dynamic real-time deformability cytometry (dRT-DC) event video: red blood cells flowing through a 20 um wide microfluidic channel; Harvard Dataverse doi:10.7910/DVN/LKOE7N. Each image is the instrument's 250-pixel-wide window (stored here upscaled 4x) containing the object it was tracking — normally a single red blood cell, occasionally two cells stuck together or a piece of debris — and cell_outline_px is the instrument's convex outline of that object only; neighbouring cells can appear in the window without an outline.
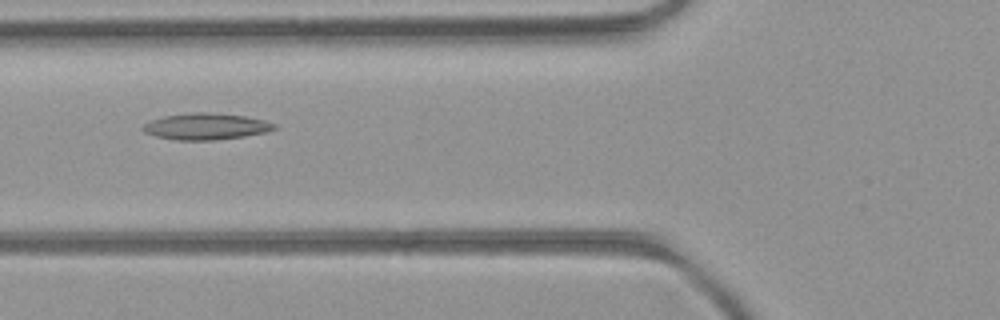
{"species": "common noctule bat (a hibernating species)", "species_latin": "Nyctalus noctula", "temperature_condition": "room temperature", "stored_images_in_passage": 46, "camera_frame_rate_fps": 3000, "um_per_image_px": 0.085, "animal": {"sex": "female", "body_mass_g": 21.9}, "frame": {"image": 1, "passage_image": 19, "time_ms": 6.0, "image_size_px": [1000, 320], "cell_outline_px": [[276, 128], [268, 132], [244, 136], [216, 140], [176, 140], [156, 136], [144, 132], [140, 128], [144, 124], [152, 120], [164, 116], [196, 112], [208, 112], [244, 116], [264, 120], [276, 124]], "centroid_in_image_um": [17.51, 10.75], "position_along_channel_um": 108.3, "area_um2": 20.17}}
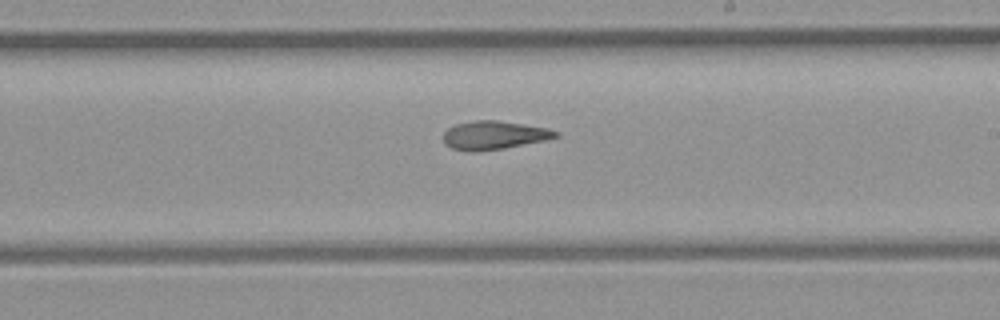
{"frame": {"image": 2, "passage_image": 29, "time_ms": 9.333, "image_size_px": [1000, 320], "cell_outline_px": [[560, 136], [544, 140], [504, 148], [476, 152], [468, 152], [452, 148], [444, 144], [444, 132], [448, 128], [456, 124], [476, 120], [496, 120], [544, 128], [560, 132]], "centroid_in_image_um": [41.94, 11.5], "position_along_channel_um": 247.1, "area_um2": 18.44}}
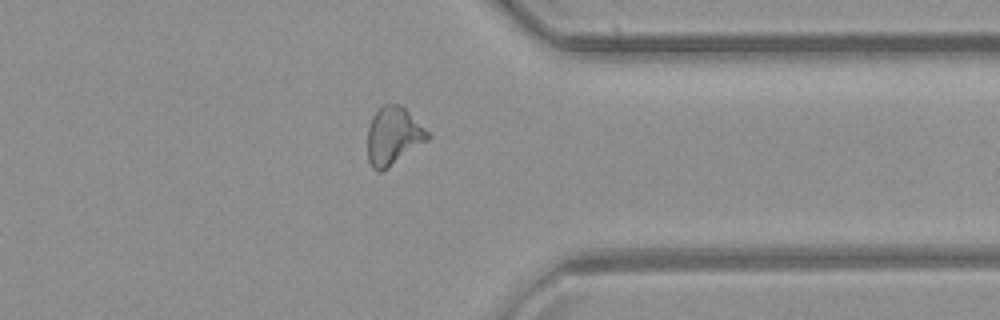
{"frame": {"image": 3, "passage_image": 39, "time_ms": 12.667, "image_size_px": [1000, 320], "cell_outline_px": [[428, 140], [388, 168], [380, 172], [376, 172], [372, 168], [368, 160], [368, 128], [372, 116], [384, 104], [400, 104], [428, 132]], "centroid_in_image_um": [33.4, 11.58], "position_along_channel_um": 378.0, "area_um2": 20.0}}